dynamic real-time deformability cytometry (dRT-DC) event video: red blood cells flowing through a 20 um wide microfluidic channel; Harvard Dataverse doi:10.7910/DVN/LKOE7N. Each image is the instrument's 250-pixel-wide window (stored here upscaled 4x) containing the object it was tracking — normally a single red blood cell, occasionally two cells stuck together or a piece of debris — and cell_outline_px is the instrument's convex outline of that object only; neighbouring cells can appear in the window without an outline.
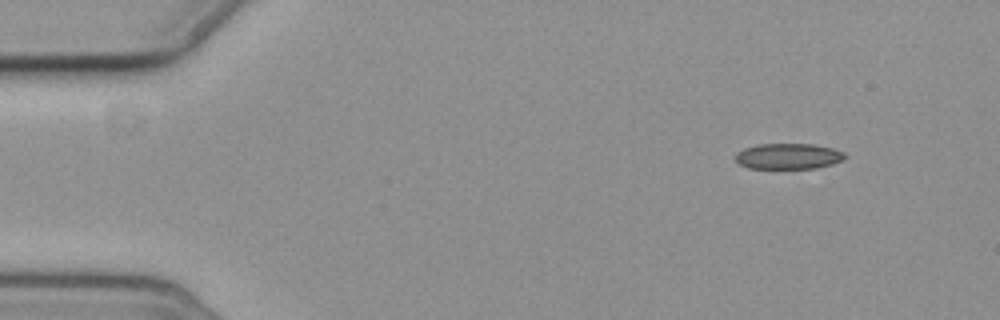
{"species": "common noctule bat (a hibernating species)", "species_latin": "Nyctalus noctula", "temperature_condition": "cold", "stored_images_in_passage": 3, "camera_frame_rate_fps": 3000, "um_per_image_px": 0.085, "animal": {"sex": "female", "body_mass_g": 19.3, "forearm_length_mm": 54.1}, "frame": {"image": 1, "passage_image": 1, "time_ms": 0.0, "image_size_px": [1000, 320], "cell_outline_px": [[848, 156], [844, 160], [832, 164], [816, 168], [748, 168], [740, 164], [736, 160], [736, 152], [744, 148], [760, 144], [812, 144], [832, 148], [844, 152]], "centroid_in_image_um": [67.04, 13.28], "position_along_channel_um": 18.0, "area_um2": 16.42}}
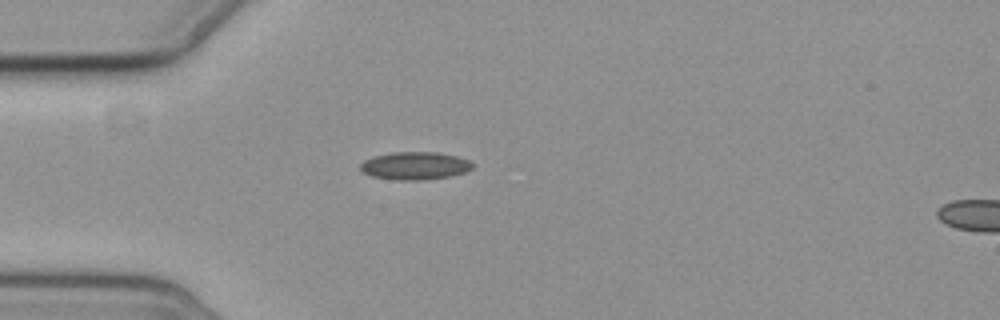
{"frame": {"image": 2, "passage_image": 3, "time_ms": 3.333, "image_size_px": [1000, 320], "cell_outline_px": [[472, 168], [464, 172], [452, 176], [420, 180], [396, 180], [372, 176], [364, 172], [360, 168], [360, 164], [364, 160], [372, 156], [392, 152], [436, 152], [456, 156], [468, 160], [472, 164]], "centroid_in_image_um": [35.24, 14.08], "position_along_channel_um": 49.8, "area_um2": 18.09}}